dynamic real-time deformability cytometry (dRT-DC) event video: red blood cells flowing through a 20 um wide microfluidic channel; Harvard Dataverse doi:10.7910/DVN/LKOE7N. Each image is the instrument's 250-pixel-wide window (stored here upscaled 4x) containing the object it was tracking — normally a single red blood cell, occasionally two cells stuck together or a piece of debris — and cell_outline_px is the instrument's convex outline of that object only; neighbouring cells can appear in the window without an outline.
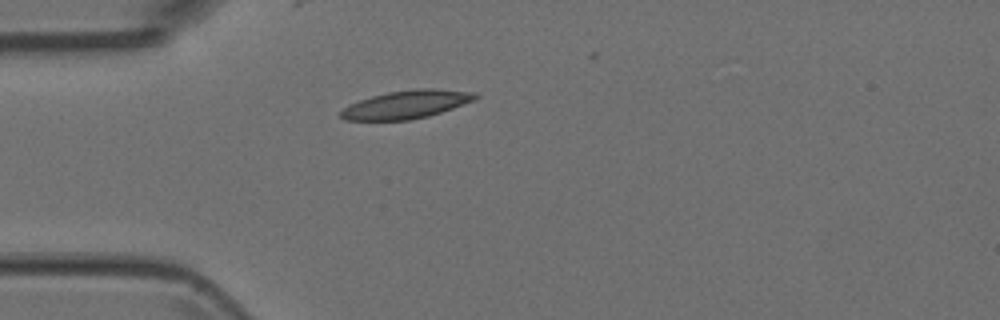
{"species": "Egyptian fruit bat (a non-hibernating species)", "species_latin": "Rousettus aegyptiacus", "temperature_condition": "room temperature", "stored_images_in_passage": 1, "camera_frame_rate_fps": 3000, "um_per_image_px": 0.085, "animal": {"sex": "female"}, "frame": {"image": 1, "passage_image": 1, "time_ms": 0.0, "image_size_px": [1000, 320], "cell_outline_px": [[480, 96], [476, 100], [428, 116], [408, 120], [344, 120], [340, 116], [340, 112], [348, 104], [372, 96], [388, 92], [416, 88], [436, 88], [476, 92]], "centroid_in_image_um": [34.57, 8.87], "position_along_channel_um": 50.4, "area_um2": 22.14}}